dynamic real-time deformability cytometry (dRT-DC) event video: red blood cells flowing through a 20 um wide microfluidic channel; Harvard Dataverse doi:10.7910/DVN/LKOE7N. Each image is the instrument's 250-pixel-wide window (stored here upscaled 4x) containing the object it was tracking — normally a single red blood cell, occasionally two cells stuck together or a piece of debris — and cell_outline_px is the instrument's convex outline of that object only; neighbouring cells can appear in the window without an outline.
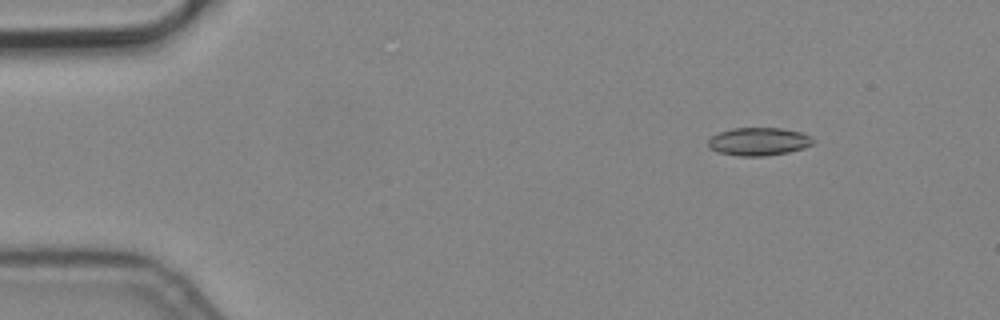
{"species": "common noctule bat (a hibernating species)", "species_latin": "Nyctalus noctula", "temperature_condition": "cold", "stored_images_in_passage": 2, "camera_frame_rate_fps": 3000, "um_per_image_px": 0.085, "animal": {"sex": "male", "body_mass_g": 19.2, "forearm_length_mm": 51.8}, "frame": {"image": 1, "passage_image": 1, "time_ms": 0.0, "image_size_px": [1000, 320], "cell_outline_px": [[816, 140], [812, 144], [804, 148], [788, 152], [764, 156], [736, 156], [716, 152], [708, 148], [708, 140], [712, 136], [720, 132], [732, 128], [780, 128], [800, 132], [812, 136]], "centroid_in_image_um": [64.48, 12.04], "position_along_channel_um": 20.5, "area_um2": 17.28}}